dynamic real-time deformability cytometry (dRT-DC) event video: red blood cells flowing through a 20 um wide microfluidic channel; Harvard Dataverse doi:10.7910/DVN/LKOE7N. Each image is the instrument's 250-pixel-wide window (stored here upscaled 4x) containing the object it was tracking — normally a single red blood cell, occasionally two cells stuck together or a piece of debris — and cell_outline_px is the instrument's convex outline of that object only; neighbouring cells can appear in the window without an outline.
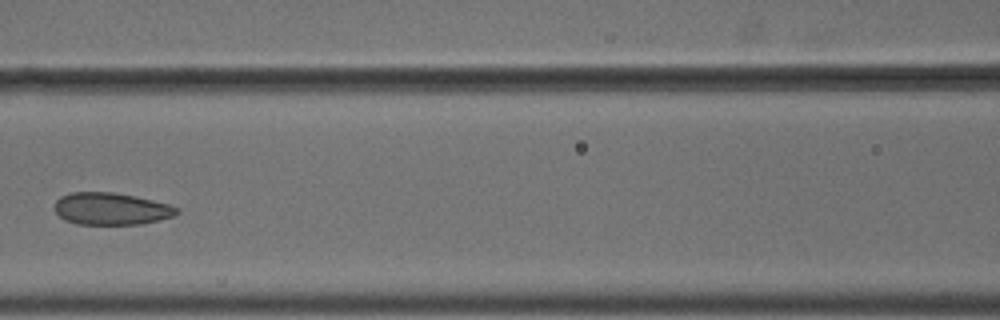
{"species": "common noctule bat (a hibernating species)", "species_latin": "Nyctalus noctula", "temperature_condition": "cold", "stored_images_in_passage": 6, "camera_frame_rate_fps": 3000, "um_per_image_px": 0.085, "animal": {"sex": "male", "body_mass_g": 18.8}, "frame": {"image": 1, "passage_image": 3, "time_ms": 0.667, "image_size_px": [1000, 320], "cell_outline_px": [[180, 212], [172, 216], [160, 220], [140, 224], [76, 224], [64, 220], [52, 208], [56, 200], [60, 196], [72, 192], [112, 192], [136, 196], [168, 204], [180, 208]], "centroid_in_image_um": [9.42, 17.74], "position_along_channel_um": 157.2, "area_um2": 23.06}}
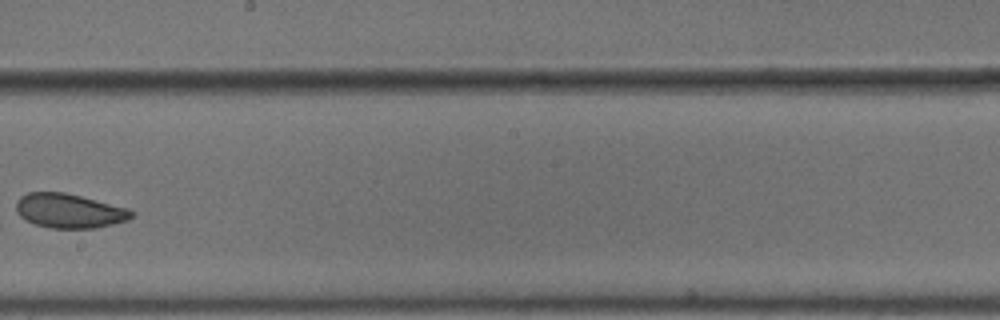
{"frame": {"image": 2, "passage_image": 5, "time_ms": 1.333, "image_size_px": [1000, 320], "cell_outline_px": [[136, 216], [128, 220], [96, 228], [52, 228], [36, 224], [20, 216], [16, 212], [16, 200], [20, 196], [28, 192], [64, 192], [128, 208], [136, 212]], "centroid_in_image_um": [5.91, 17.92], "position_along_channel_um": 242.3, "area_um2": 23.12}}
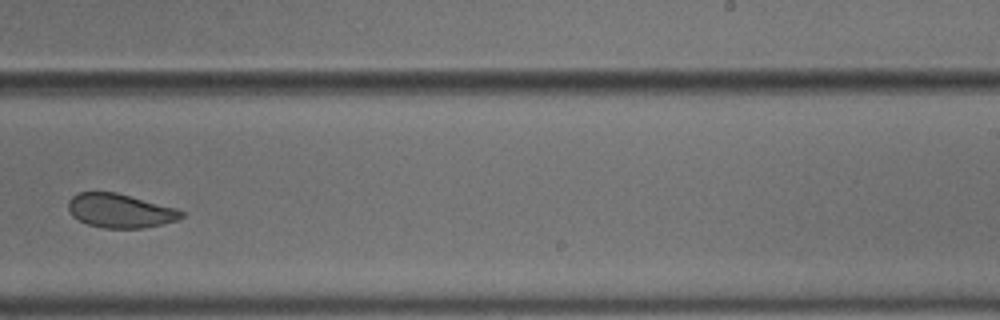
{"frame": {"image": 3, "passage_image": 6, "time_ms": 1.667, "image_size_px": [1000, 320], "cell_outline_px": [[184, 216], [176, 220], [144, 228], [104, 228], [88, 224], [72, 216], [68, 208], [68, 200], [76, 192], [116, 192], [176, 208], [184, 212]], "centroid_in_image_um": [10.18, 17.9], "position_along_channel_um": 278.8, "area_um2": 22.31}}